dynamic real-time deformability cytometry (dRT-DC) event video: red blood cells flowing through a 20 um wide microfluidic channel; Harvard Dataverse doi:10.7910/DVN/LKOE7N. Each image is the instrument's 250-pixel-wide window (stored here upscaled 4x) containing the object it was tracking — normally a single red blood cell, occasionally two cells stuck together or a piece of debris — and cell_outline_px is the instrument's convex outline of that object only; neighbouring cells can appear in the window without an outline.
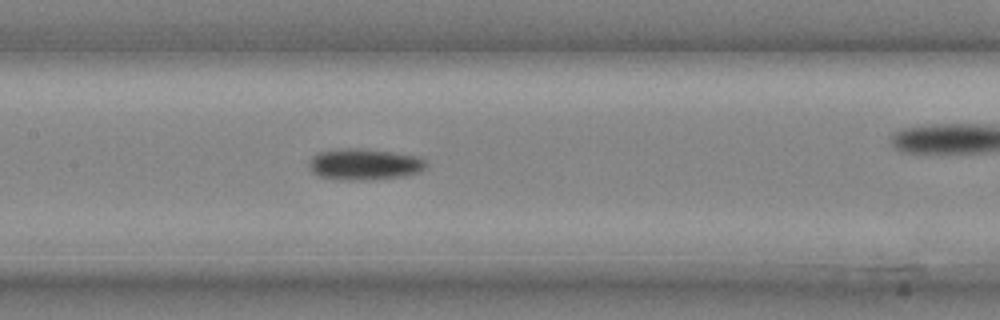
{"species": "common noctule bat (a hibernating species)", "species_latin": "Nyctalus noctula", "temperature_condition": "cold", "stored_images_in_passage": 27, "camera_frame_rate_fps": 3000, "um_per_image_px": 0.085, "animal": {"sex": "male", "body_mass_g": 20.4}, "frame": {"image": 1, "passage_image": 16, "time_ms": 5.0, "image_size_px": [1000, 320], "cell_outline_px": [[428, 168], [420, 172], [404, 176], [360, 180], [344, 180], [320, 176], [312, 172], [308, 164], [312, 156], [320, 152], [344, 148], [360, 148], [392, 152], [420, 156], [428, 164]], "centroid_in_image_um": [31.02, 13.96], "position_along_channel_um": 176.4, "area_um2": 21.39}}
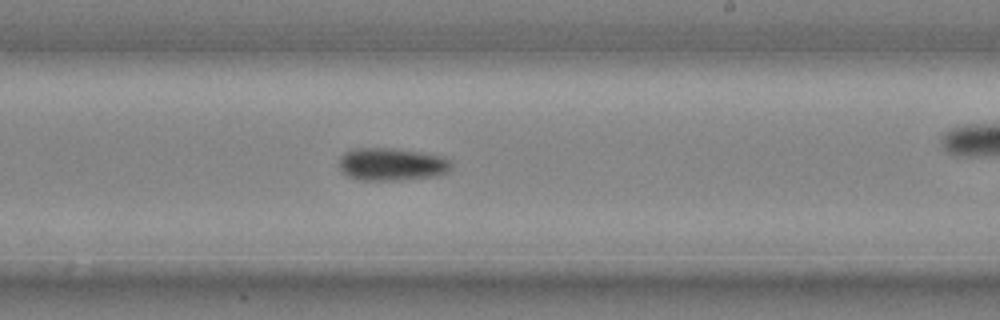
{"frame": {"image": 2, "passage_image": 20, "time_ms": 6.333, "image_size_px": [1000, 320], "cell_outline_px": [[452, 168], [448, 172], [436, 176], [400, 180], [364, 180], [348, 176], [340, 172], [340, 156], [344, 152], [352, 148], [396, 148], [444, 156], [452, 160]], "centroid_in_image_um": [33.32, 13.95], "position_along_channel_um": 255.7, "area_um2": 21.73}}